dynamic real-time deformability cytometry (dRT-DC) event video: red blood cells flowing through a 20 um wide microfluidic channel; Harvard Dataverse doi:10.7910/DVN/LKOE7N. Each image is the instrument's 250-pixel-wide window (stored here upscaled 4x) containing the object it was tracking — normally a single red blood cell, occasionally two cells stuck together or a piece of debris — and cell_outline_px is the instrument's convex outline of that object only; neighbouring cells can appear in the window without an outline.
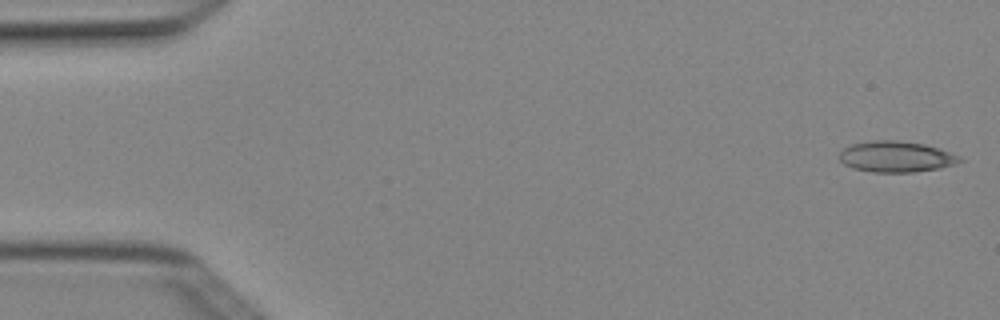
{"species": "Egyptian fruit bat (a non-hibernating species)", "species_latin": "Rousettus aegyptiacus", "temperature_condition": "cold", "stored_images_in_passage": 5, "camera_frame_rate_fps": 3000, "um_per_image_px": 0.085, "animal": {"sex": "female"}, "frame": {"image": 1, "passage_image": 1, "time_ms": 0.0, "image_size_px": [1000, 320], "cell_outline_px": [[964, 160], [956, 164], [940, 168], [912, 172], [872, 172], [852, 168], [844, 164], [840, 160], [840, 152], [844, 148], [852, 144], [872, 140], [896, 140], [924, 144], [940, 148], [960, 156]], "centroid_in_image_um": [76.19, 13.32], "position_along_channel_um": 8.8, "area_um2": 21.79}}
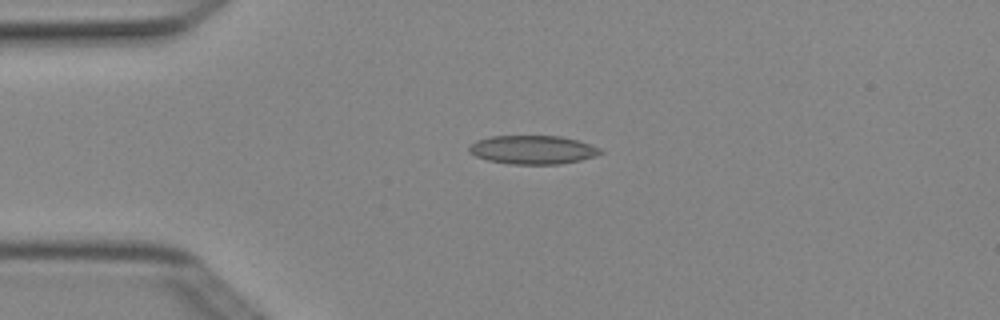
{"frame": {"image": 2, "passage_image": 3, "time_ms": 0.667, "image_size_px": [1000, 320], "cell_outline_px": [[604, 152], [580, 160], [560, 164], [512, 164], [488, 160], [476, 156], [468, 152], [468, 144], [476, 140], [492, 136], [560, 136], [576, 140], [600, 148]], "centroid_in_image_um": [45.22, 12.72], "position_along_channel_um": 39.8, "area_um2": 21.79}}
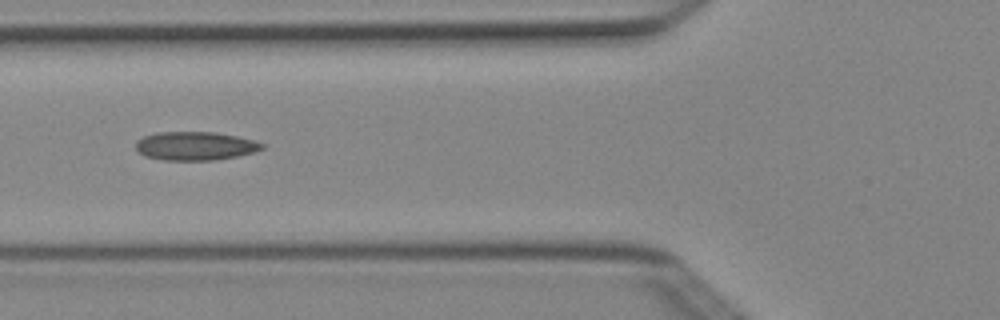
{"frame": {"image": 3, "passage_image": 5, "time_ms": 1.333, "image_size_px": [1000, 320], "cell_outline_px": [[264, 148], [252, 152], [236, 156], [216, 160], [164, 160], [144, 156], [136, 148], [136, 140], [144, 136], [156, 132], [216, 132], [256, 140], [264, 144]], "centroid_in_image_um": [16.59, 12.4], "position_along_channel_um": 109.2, "area_um2": 21.04}}